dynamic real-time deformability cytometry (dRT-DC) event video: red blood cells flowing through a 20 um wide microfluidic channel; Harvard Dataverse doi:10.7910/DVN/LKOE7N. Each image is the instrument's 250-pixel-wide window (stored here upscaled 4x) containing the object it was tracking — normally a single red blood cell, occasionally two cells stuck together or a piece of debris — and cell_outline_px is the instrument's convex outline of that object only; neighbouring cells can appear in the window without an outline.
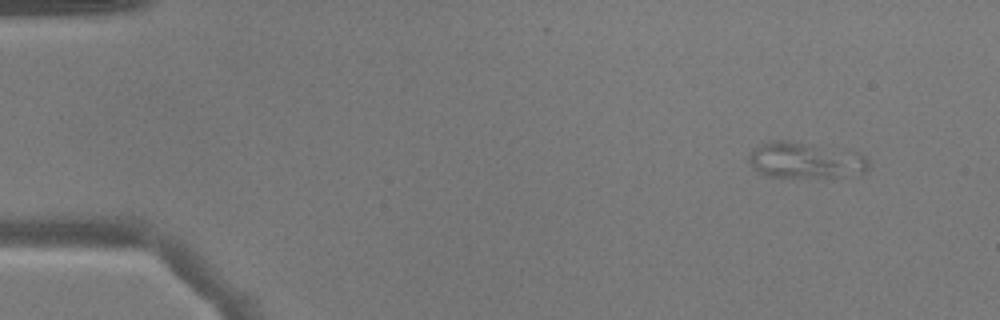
{"species": "common noctule bat (a hibernating species)", "species_latin": "Nyctalus noctula", "temperature_condition": "warm", "stored_images_in_passage": 2, "camera_frame_rate_fps": 3000, "um_per_image_px": 0.085, "animal": {"sex": "male", "body_mass_g": 17.9}, "frame": {"image": 1, "passage_image": 1, "time_ms": 0.0, "image_size_px": [1000, 320], "cell_outline_px": [[868, 168], [864, 172], [844, 176], [760, 176], [748, 160], [748, 156], [752, 148], [768, 140], [788, 140], [860, 152], [868, 160]], "centroid_in_image_um": [68.41, 13.59], "position_along_channel_um": 16.6, "area_um2": 25.2}}